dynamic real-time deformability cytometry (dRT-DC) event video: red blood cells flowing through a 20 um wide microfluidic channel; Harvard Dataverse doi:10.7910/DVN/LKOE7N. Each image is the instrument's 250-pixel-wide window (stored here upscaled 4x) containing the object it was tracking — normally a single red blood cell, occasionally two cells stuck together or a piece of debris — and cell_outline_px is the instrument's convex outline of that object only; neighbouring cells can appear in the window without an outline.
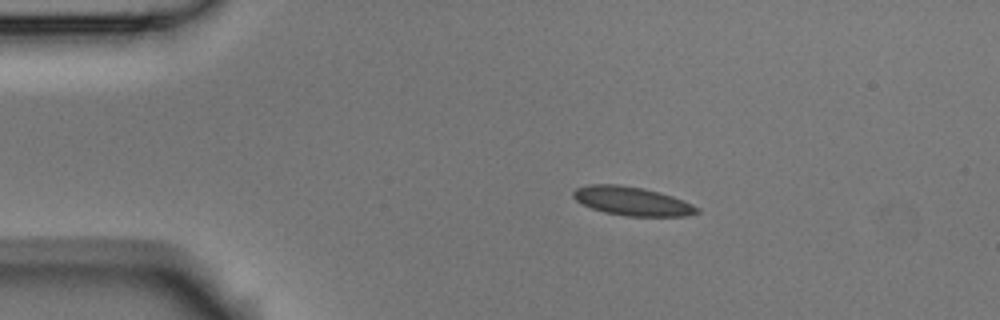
{"species": "Egyptian fruit bat (a non-hibernating species)", "species_latin": "Rousettus aegyptiacus", "temperature_condition": "room temperature", "stored_images_in_passage": 5, "camera_frame_rate_fps": 3000, "um_per_image_px": 0.085, "animal": {"sex": "male"}, "frame": {"image": 1, "passage_image": 2, "time_ms": 0.333, "image_size_px": [1000, 320], "cell_outline_px": [[700, 212], [684, 216], [624, 216], [604, 212], [592, 208], [576, 200], [572, 196], [572, 192], [576, 188], [588, 184], [616, 184], [644, 188], [672, 196], [692, 204], [700, 208]], "centroid_in_image_um": [53.72, 17.09], "position_along_channel_um": 31.3, "area_um2": 20.69}}
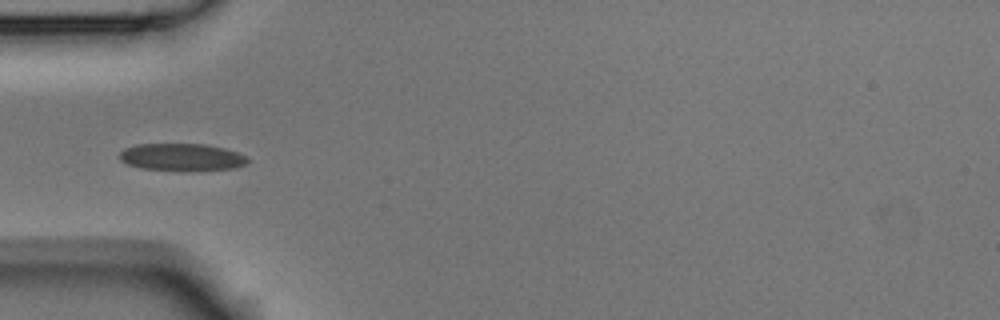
{"frame": {"image": 2, "passage_image": 4, "time_ms": 1.0, "image_size_px": [1000, 320], "cell_outline_px": [[248, 160], [244, 164], [236, 168], [140, 168], [128, 164], [120, 160], [120, 152], [124, 148], [136, 144], [204, 144], [224, 148], [236, 152], [244, 156]], "centroid_in_image_um": [15.38, 13.3], "position_along_channel_um": 69.6, "area_um2": 19.25}}
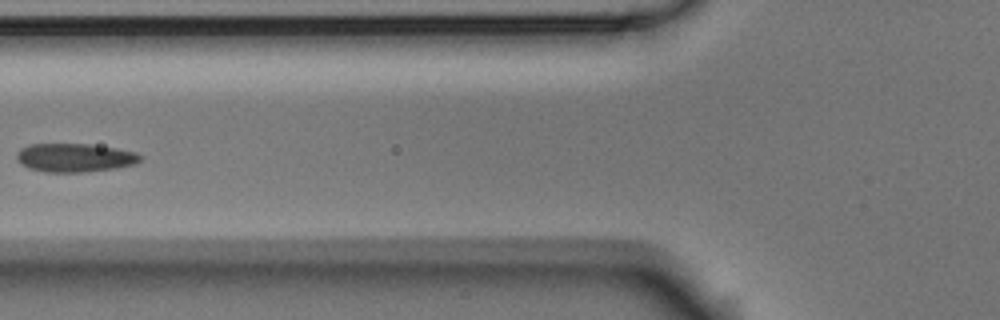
{"frame": {"image": 3, "passage_image": 5, "time_ms": 1.333, "image_size_px": [1000, 320], "cell_outline_px": [[144, 156], [136, 164], [116, 168], [80, 172], [44, 172], [28, 168], [20, 164], [16, 160], [16, 152], [20, 148], [28, 144], [92, 144], [116, 148], [136, 152]], "centroid_in_image_um": [6.33, 13.4], "position_along_channel_um": 119.5, "area_um2": 20.87}}